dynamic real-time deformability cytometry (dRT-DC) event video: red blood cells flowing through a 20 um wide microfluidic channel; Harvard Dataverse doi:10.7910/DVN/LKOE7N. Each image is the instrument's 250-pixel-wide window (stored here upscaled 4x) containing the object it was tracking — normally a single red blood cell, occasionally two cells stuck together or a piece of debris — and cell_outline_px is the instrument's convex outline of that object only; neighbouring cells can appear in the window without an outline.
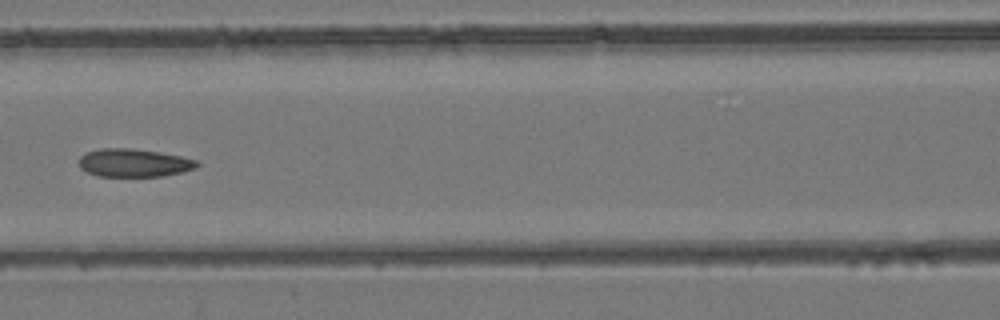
{"species": "common noctule bat (a hibernating species)", "species_latin": "Nyctalus noctula", "temperature_condition": "room temperature", "stored_images_in_passage": 8, "camera_frame_rate_fps": 3000, "um_per_image_px": 0.085, "animal": {"sex": "female", "body_mass_g": 24.6, "forearm_length_mm": 56.2}, "frame": {"image": 1, "passage_image": 7, "time_ms": 2.0, "image_size_px": [1000, 320], "cell_outline_px": [[200, 164], [196, 168], [184, 172], [164, 176], [96, 176], [80, 168], [76, 160], [80, 156], [88, 152], [100, 148], [132, 148], [160, 152], [180, 156], [196, 160]], "centroid_in_image_um": [11.37, 13.84], "position_along_channel_um": 155.2, "area_um2": 19.54}}
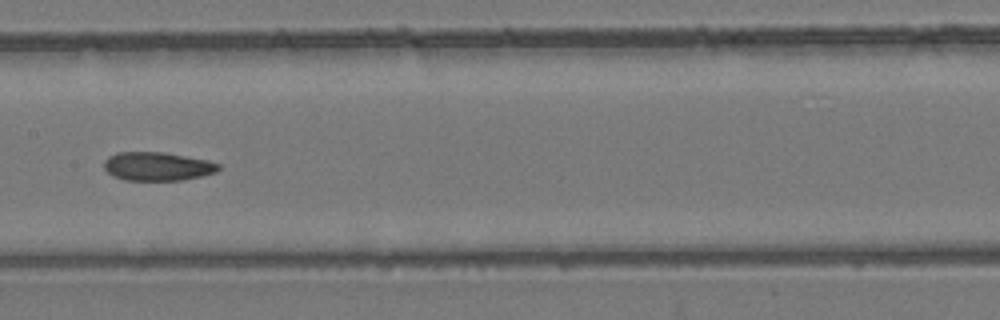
{"frame": {"image": 2, "passage_image": 8, "time_ms": 2.333, "image_size_px": [1000, 320], "cell_outline_px": [[220, 168], [216, 172], [200, 176], [180, 180], [124, 180], [112, 176], [104, 168], [104, 160], [108, 156], [116, 152], [164, 152], [208, 160], [220, 164]], "centroid_in_image_um": [13.35, 14.13], "position_along_channel_um": 194.0, "area_um2": 19.13}}